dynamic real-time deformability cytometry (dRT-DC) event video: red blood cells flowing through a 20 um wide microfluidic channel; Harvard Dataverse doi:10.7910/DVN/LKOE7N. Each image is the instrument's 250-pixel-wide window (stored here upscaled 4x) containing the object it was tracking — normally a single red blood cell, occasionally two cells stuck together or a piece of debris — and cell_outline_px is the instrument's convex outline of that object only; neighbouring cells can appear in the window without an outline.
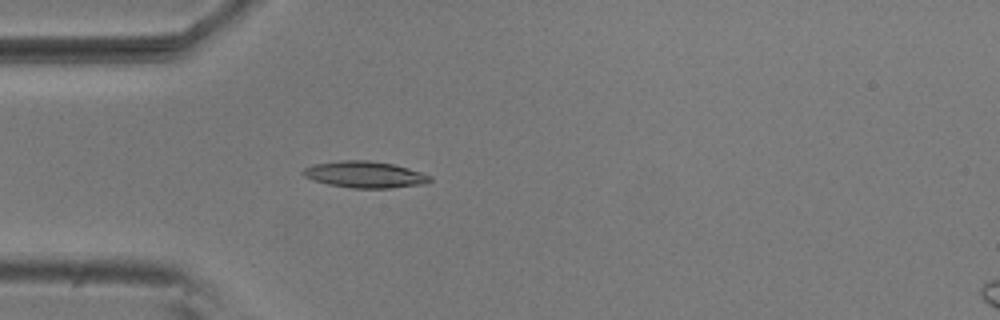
{"species": "common noctule bat (a hibernating species)", "species_latin": "Nyctalus noctula", "temperature_condition": "room temperature", "stored_images_in_passage": 5, "camera_frame_rate_fps": 3000, "um_per_image_px": 0.085, "animal": {"sex": "male", "body_mass_g": 20.5, "forearm_length_mm": 52.5}, "frame": {"image": 1, "passage_image": 4, "time_ms": 1.0, "image_size_px": [1000, 320], "cell_outline_px": [[432, 180], [428, 184], [392, 188], [352, 188], [328, 184], [304, 176], [300, 172], [304, 168], [312, 164], [340, 160], [368, 160], [392, 164], [408, 168], [432, 176]], "centroid_in_image_um": [31.04, 14.84], "position_along_channel_um": 54.0, "area_um2": 19.71}}